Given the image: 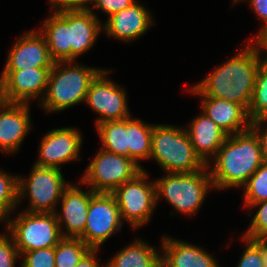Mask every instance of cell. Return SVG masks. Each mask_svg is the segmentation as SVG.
Segmentation results:
<instances>
[{
  "instance_id": "obj_21",
  "label": "cell",
  "mask_w": 267,
  "mask_h": 267,
  "mask_svg": "<svg viewBox=\"0 0 267 267\" xmlns=\"http://www.w3.org/2000/svg\"><path fill=\"white\" fill-rule=\"evenodd\" d=\"M195 153L207 165L228 136L214 121L203 112L192 119L185 128Z\"/></svg>"
},
{
  "instance_id": "obj_35",
  "label": "cell",
  "mask_w": 267,
  "mask_h": 267,
  "mask_svg": "<svg viewBox=\"0 0 267 267\" xmlns=\"http://www.w3.org/2000/svg\"><path fill=\"white\" fill-rule=\"evenodd\" d=\"M248 1L257 17L263 22L255 39L267 29V0H233V3Z\"/></svg>"
},
{
  "instance_id": "obj_8",
  "label": "cell",
  "mask_w": 267,
  "mask_h": 267,
  "mask_svg": "<svg viewBox=\"0 0 267 267\" xmlns=\"http://www.w3.org/2000/svg\"><path fill=\"white\" fill-rule=\"evenodd\" d=\"M28 179L18 176V203L29 198L26 212L55 213L64 189L69 185L61 169L32 166Z\"/></svg>"
},
{
  "instance_id": "obj_12",
  "label": "cell",
  "mask_w": 267,
  "mask_h": 267,
  "mask_svg": "<svg viewBox=\"0 0 267 267\" xmlns=\"http://www.w3.org/2000/svg\"><path fill=\"white\" fill-rule=\"evenodd\" d=\"M105 68L96 76L90 84L85 102L99 114L96 125L107 121H118L130 116L127 104V92L124 87L110 80Z\"/></svg>"
},
{
  "instance_id": "obj_36",
  "label": "cell",
  "mask_w": 267,
  "mask_h": 267,
  "mask_svg": "<svg viewBox=\"0 0 267 267\" xmlns=\"http://www.w3.org/2000/svg\"><path fill=\"white\" fill-rule=\"evenodd\" d=\"M251 128L256 132L260 139L263 159L267 162V118L253 121L251 123Z\"/></svg>"
},
{
  "instance_id": "obj_30",
  "label": "cell",
  "mask_w": 267,
  "mask_h": 267,
  "mask_svg": "<svg viewBox=\"0 0 267 267\" xmlns=\"http://www.w3.org/2000/svg\"><path fill=\"white\" fill-rule=\"evenodd\" d=\"M258 208L252 216L251 223L243 234L244 237L267 238V200L252 204L251 208Z\"/></svg>"
},
{
  "instance_id": "obj_11",
  "label": "cell",
  "mask_w": 267,
  "mask_h": 267,
  "mask_svg": "<svg viewBox=\"0 0 267 267\" xmlns=\"http://www.w3.org/2000/svg\"><path fill=\"white\" fill-rule=\"evenodd\" d=\"M86 220L80 239L91 249H99L123 225L119 207L111 193H95L90 198Z\"/></svg>"
},
{
  "instance_id": "obj_17",
  "label": "cell",
  "mask_w": 267,
  "mask_h": 267,
  "mask_svg": "<svg viewBox=\"0 0 267 267\" xmlns=\"http://www.w3.org/2000/svg\"><path fill=\"white\" fill-rule=\"evenodd\" d=\"M153 23L149 10L136 1L128 8L107 17L102 28L109 37L129 42L143 36Z\"/></svg>"
},
{
  "instance_id": "obj_13",
  "label": "cell",
  "mask_w": 267,
  "mask_h": 267,
  "mask_svg": "<svg viewBox=\"0 0 267 267\" xmlns=\"http://www.w3.org/2000/svg\"><path fill=\"white\" fill-rule=\"evenodd\" d=\"M83 136L74 127L56 128L44 134L39 144V159L34 165L60 169L62 164L81 160Z\"/></svg>"
},
{
  "instance_id": "obj_20",
  "label": "cell",
  "mask_w": 267,
  "mask_h": 267,
  "mask_svg": "<svg viewBox=\"0 0 267 267\" xmlns=\"http://www.w3.org/2000/svg\"><path fill=\"white\" fill-rule=\"evenodd\" d=\"M162 238L161 259L168 267H220L204 248L170 236Z\"/></svg>"
},
{
  "instance_id": "obj_10",
  "label": "cell",
  "mask_w": 267,
  "mask_h": 267,
  "mask_svg": "<svg viewBox=\"0 0 267 267\" xmlns=\"http://www.w3.org/2000/svg\"><path fill=\"white\" fill-rule=\"evenodd\" d=\"M148 175L144 169L111 193L119 207L122 221L128 222L135 230L149 222L157 206L155 183L147 181Z\"/></svg>"
},
{
  "instance_id": "obj_23",
  "label": "cell",
  "mask_w": 267,
  "mask_h": 267,
  "mask_svg": "<svg viewBox=\"0 0 267 267\" xmlns=\"http://www.w3.org/2000/svg\"><path fill=\"white\" fill-rule=\"evenodd\" d=\"M101 140V149L129 157L128 118L118 121H107L96 125Z\"/></svg>"
},
{
  "instance_id": "obj_38",
  "label": "cell",
  "mask_w": 267,
  "mask_h": 267,
  "mask_svg": "<svg viewBox=\"0 0 267 267\" xmlns=\"http://www.w3.org/2000/svg\"><path fill=\"white\" fill-rule=\"evenodd\" d=\"M248 238L258 249L262 257L263 267H267V238Z\"/></svg>"
},
{
  "instance_id": "obj_29",
  "label": "cell",
  "mask_w": 267,
  "mask_h": 267,
  "mask_svg": "<svg viewBox=\"0 0 267 267\" xmlns=\"http://www.w3.org/2000/svg\"><path fill=\"white\" fill-rule=\"evenodd\" d=\"M20 267H55V246L23 252Z\"/></svg>"
},
{
  "instance_id": "obj_15",
  "label": "cell",
  "mask_w": 267,
  "mask_h": 267,
  "mask_svg": "<svg viewBox=\"0 0 267 267\" xmlns=\"http://www.w3.org/2000/svg\"><path fill=\"white\" fill-rule=\"evenodd\" d=\"M54 63L45 37L35 29L17 38L9 50L4 70L51 69Z\"/></svg>"
},
{
  "instance_id": "obj_33",
  "label": "cell",
  "mask_w": 267,
  "mask_h": 267,
  "mask_svg": "<svg viewBox=\"0 0 267 267\" xmlns=\"http://www.w3.org/2000/svg\"><path fill=\"white\" fill-rule=\"evenodd\" d=\"M136 1L137 0H95L90 11L99 9L110 17L112 14L128 8Z\"/></svg>"
},
{
  "instance_id": "obj_39",
  "label": "cell",
  "mask_w": 267,
  "mask_h": 267,
  "mask_svg": "<svg viewBox=\"0 0 267 267\" xmlns=\"http://www.w3.org/2000/svg\"><path fill=\"white\" fill-rule=\"evenodd\" d=\"M251 40L255 41L259 45L262 53L264 52L265 55H263V61L267 64V29L256 39L252 38Z\"/></svg>"
},
{
  "instance_id": "obj_4",
  "label": "cell",
  "mask_w": 267,
  "mask_h": 267,
  "mask_svg": "<svg viewBox=\"0 0 267 267\" xmlns=\"http://www.w3.org/2000/svg\"><path fill=\"white\" fill-rule=\"evenodd\" d=\"M102 70L75 64V61L55 62L49 72L45 94L38 105L48 113H59L85 102L90 84Z\"/></svg>"
},
{
  "instance_id": "obj_37",
  "label": "cell",
  "mask_w": 267,
  "mask_h": 267,
  "mask_svg": "<svg viewBox=\"0 0 267 267\" xmlns=\"http://www.w3.org/2000/svg\"><path fill=\"white\" fill-rule=\"evenodd\" d=\"M99 249H90L75 267H101L97 259Z\"/></svg>"
},
{
  "instance_id": "obj_3",
  "label": "cell",
  "mask_w": 267,
  "mask_h": 267,
  "mask_svg": "<svg viewBox=\"0 0 267 267\" xmlns=\"http://www.w3.org/2000/svg\"><path fill=\"white\" fill-rule=\"evenodd\" d=\"M212 159L207 166L217 190L243 186L264 162L260 139L252 128L228 135Z\"/></svg>"
},
{
  "instance_id": "obj_31",
  "label": "cell",
  "mask_w": 267,
  "mask_h": 267,
  "mask_svg": "<svg viewBox=\"0 0 267 267\" xmlns=\"http://www.w3.org/2000/svg\"><path fill=\"white\" fill-rule=\"evenodd\" d=\"M20 253L14 244L13 238L8 234L0 235V267H15Z\"/></svg>"
},
{
  "instance_id": "obj_40",
  "label": "cell",
  "mask_w": 267,
  "mask_h": 267,
  "mask_svg": "<svg viewBox=\"0 0 267 267\" xmlns=\"http://www.w3.org/2000/svg\"><path fill=\"white\" fill-rule=\"evenodd\" d=\"M10 101L7 97V91L5 88V82L2 76H0V111H2Z\"/></svg>"
},
{
  "instance_id": "obj_22",
  "label": "cell",
  "mask_w": 267,
  "mask_h": 267,
  "mask_svg": "<svg viewBox=\"0 0 267 267\" xmlns=\"http://www.w3.org/2000/svg\"><path fill=\"white\" fill-rule=\"evenodd\" d=\"M116 253L103 267H154L161 259L160 250L142 239H135Z\"/></svg>"
},
{
  "instance_id": "obj_2",
  "label": "cell",
  "mask_w": 267,
  "mask_h": 267,
  "mask_svg": "<svg viewBox=\"0 0 267 267\" xmlns=\"http://www.w3.org/2000/svg\"><path fill=\"white\" fill-rule=\"evenodd\" d=\"M102 22L90 10H59L47 17L39 31L54 62L75 61L95 44Z\"/></svg>"
},
{
  "instance_id": "obj_5",
  "label": "cell",
  "mask_w": 267,
  "mask_h": 267,
  "mask_svg": "<svg viewBox=\"0 0 267 267\" xmlns=\"http://www.w3.org/2000/svg\"><path fill=\"white\" fill-rule=\"evenodd\" d=\"M166 173H194L206 164L195 153L185 127L155 124L151 155Z\"/></svg>"
},
{
  "instance_id": "obj_1",
  "label": "cell",
  "mask_w": 267,
  "mask_h": 267,
  "mask_svg": "<svg viewBox=\"0 0 267 267\" xmlns=\"http://www.w3.org/2000/svg\"><path fill=\"white\" fill-rule=\"evenodd\" d=\"M247 46L215 68L206 78L195 83L190 93L238 103L247 111L250 107L255 78L263 57L259 45L253 40Z\"/></svg>"
},
{
  "instance_id": "obj_32",
  "label": "cell",
  "mask_w": 267,
  "mask_h": 267,
  "mask_svg": "<svg viewBox=\"0 0 267 267\" xmlns=\"http://www.w3.org/2000/svg\"><path fill=\"white\" fill-rule=\"evenodd\" d=\"M246 246L236 267H263L259 249L246 237L242 236Z\"/></svg>"
},
{
  "instance_id": "obj_7",
  "label": "cell",
  "mask_w": 267,
  "mask_h": 267,
  "mask_svg": "<svg viewBox=\"0 0 267 267\" xmlns=\"http://www.w3.org/2000/svg\"><path fill=\"white\" fill-rule=\"evenodd\" d=\"M5 223L20 255L56 246L63 238L55 213L26 212Z\"/></svg>"
},
{
  "instance_id": "obj_9",
  "label": "cell",
  "mask_w": 267,
  "mask_h": 267,
  "mask_svg": "<svg viewBox=\"0 0 267 267\" xmlns=\"http://www.w3.org/2000/svg\"><path fill=\"white\" fill-rule=\"evenodd\" d=\"M95 155L80 179V183L87 185L95 193H112L144 170L131 158L101 148Z\"/></svg>"
},
{
  "instance_id": "obj_41",
  "label": "cell",
  "mask_w": 267,
  "mask_h": 267,
  "mask_svg": "<svg viewBox=\"0 0 267 267\" xmlns=\"http://www.w3.org/2000/svg\"><path fill=\"white\" fill-rule=\"evenodd\" d=\"M154 267H168V266L162 259H160V261Z\"/></svg>"
},
{
  "instance_id": "obj_14",
  "label": "cell",
  "mask_w": 267,
  "mask_h": 267,
  "mask_svg": "<svg viewBox=\"0 0 267 267\" xmlns=\"http://www.w3.org/2000/svg\"><path fill=\"white\" fill-rule=\"evenodd\" d=\"M87 188L84 192L76 184L69 183L64 189L58 203L62 205L61 211H55L62 237L80 238L84 234L90 198L95 194L92 189Z\"/></svg>"
},
{
  "instance_id": "obj_27",
  "label": "cell",
  "mask_w": 267,
  "mask_h": 267,
  "mask_svg": "<svg viewBox=\"0 0 267 267\" xmlns=\"http://www.w3.org/2000/svg\"><path fill=\"white\" fill-rule=\"evenodd\" d=\"M18 176L0 170V222H6L17 208ZM5 220V221H4Z\"/></svg>"
},
{
  "instance_id": "obj_34",
  "label": "cell",
  "mask_w": 267,
  "mask_h": 267,
  "mask_svg": "<svg viewBox=\"0 0 267 267\" xmlns=\"http://www.w3.org/2000/svg\"><path fill=\"white\" fill-rule=\"evenodd\" d=\"M95 0H49L50 10H90V3Z\"/></svg>"
},
{
  "instance_id": "obj_19",
  "label": "cell",
  "mask_w": 267,
  "mask_h": 267,
  "mask_svg": "<svg viewBox=\"0 0 267 267\" xmlns=\"http://www.w3.org/2000/svg\"><path fill=\"white\" fill-rule=\"evenodd\" d=\"M201 97L202 112L214 121L227 135L251 128L248 111L240 104L207 96Z\"/></svg>"
},
{
  "instance_id": "obj_24",
  "label": "cell",
  "mask_w": 267,
  "mask_h": 267,
  "mask_svg": "<svg viewBox=\"0 0 267 267\" xmlns=\"http://www.w3.org/2000/svg\"><path fill=\"white\" fill-rule=\"evenodd\" d=\"M153 128V124L133 119L132 115L128 118L129 158L137 164L140 160L144 161L150 158Z\"/></svg>"
},
{
  "instance_id": "obj_28",
  "label": "cell",
  "mask_w": 267,
  "mask_h": 267,
  "mask_svg": "<svg viewBox=\"0 0 267 267\" xmlns=\"http://www.w3.org/2000/svg\"><path fill=\"white\" fill-rule=\"evenodd\" d=\"M242 187L244 191V206L247 208L254 203L266 201L267 162L264 161Z\"/></svg>"
},
{
  "instance_id": "obj_6",
  "label": "cell",
  "mask_w": 267,
  "mask_h": 267,
  "mask_svg": "<svg viewBox=\"0 0 267 267\" xmlns=\"http://www.w3.org/2000/svg\"><path fill=\"white\" fill-rule=\"evenodd\" d=\"M154 180L157 205L164 197L174 210L185 215H194L203 204L210 188H214L206 165L194 173H166Z\"/></svg>"
},
{
  "instance_id": "obj_16",
  "label": "cell",
  "mask_w": 267,
  "mask_h": 267,
  "mask_svg": "<svg viewBox=\"0 0 267 267\" xmlns=\"http://www.w3.org/2000/svg\"><path fill=\"white\" fill-rule=\"evenodd\" d=\"M51 69L30 68L23 70H3L1 76L5 82L10 103H27L39 97L41 102L48 83Z\"/></svg>"
},
{
  "instance_id": "obj_25",
  "label": "cell",
  "mask_w": 267,
  "mask_h": 267,
  "mask_svg": "<svg viewBox=\"0 0 267 267\" xmlns=\"http://www.w3.org/2000/svg\"><path fill=\"white\" fill-rule=\"evenodd\" d=\"M90 249L80 238L63 237L55 246V267H75Z\"/></svg>"
},
{
  "instance_id": "obj_18",
  "label": "cell",
  "mask_w": 267,
  "mask_h": 267,
  "mask_svg": "<svg viewBox=\"0 0 267 267\" xmlns=\"http://www.w3.org/2000/svg\"><path fill=\"white\" fill-rule=\"evenodd\" d=\"M29 105L9 103L0 111V149L5 154L17 153L32 129Z\"/></svg>"
},
{
  "instance_id": "obj_26",
  "label": "cell",
  "mask_w": 267,
  "mask_h": 267,
  "mask_svg": "<svg viewBox=\"0 0 267 267\" xmlns=\"http://www.w3.org/2000/svg\"><path fill=\"white\" fill-rule=\"evenodd\" d=\"M248 114L252 122L267 118V64L264 61L259 66L256 74L254 92Z\"/></svg>"
}]
</instances>
